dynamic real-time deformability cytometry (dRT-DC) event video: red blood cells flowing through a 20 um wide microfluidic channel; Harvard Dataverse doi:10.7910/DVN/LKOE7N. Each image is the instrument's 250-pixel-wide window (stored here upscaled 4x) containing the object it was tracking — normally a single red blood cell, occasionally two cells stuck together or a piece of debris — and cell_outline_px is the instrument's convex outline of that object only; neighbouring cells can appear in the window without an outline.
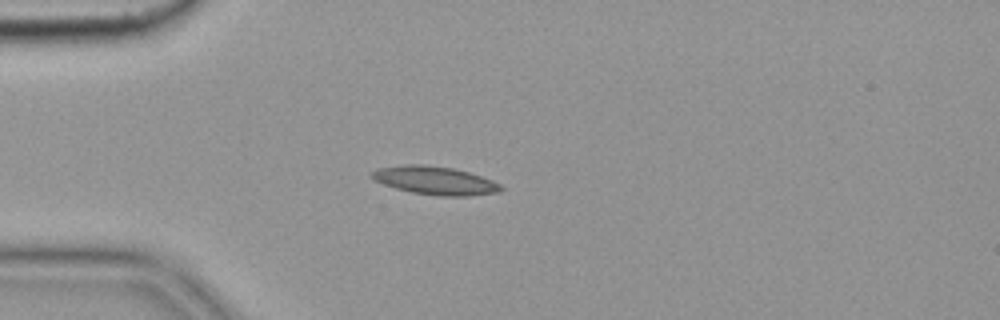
{"species": "common noctule bat (a hibernating species)", "species_latin": "Nyctalus noctula", "temperature_condition": "cold", "stored_images_in_passage": 41, "camera_frame_rate_fps": 3000, "um_per_image_px": 0.085, "animal": {"sex": "female", "body_mass_g": 19.9}, "frame": {"image": 1, "passage_image": 1, "time_ms": 0.0, "image_size_px": [1000, 320], "cell_outline_px": [[504, 188], [500, 192], [468, 196], [436, 196], [412, 192], [396, 188], [384, 184], [376, 180], [368, 172], [376, 168], [404, 164], [424, 164], [452, 168], [468, 172], [492, 180], [500, 184]], "centroid_in_image_um": [36.97, 15.34], "position_along_channel_um": 48.0, "area_um2": 21.33}, "authors_computed_cell_mechanics": {"area_um2": 19.1896, "velocity_mm_per_s": 3.6307, "shape_relaxation_time_tau1_ms": null, "shape_relaxation_time_tau2_ms": 4.613, "deformation_change_tau1": null, "deformation_change_tau2": 0.1031}}